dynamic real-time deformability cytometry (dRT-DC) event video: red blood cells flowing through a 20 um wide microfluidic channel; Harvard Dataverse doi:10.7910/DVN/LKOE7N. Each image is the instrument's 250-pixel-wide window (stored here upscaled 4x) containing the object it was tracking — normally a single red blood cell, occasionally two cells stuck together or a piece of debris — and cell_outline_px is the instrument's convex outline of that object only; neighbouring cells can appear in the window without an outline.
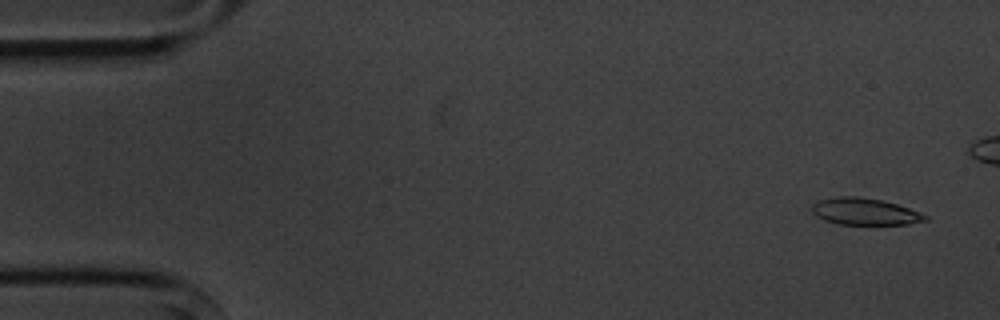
{"species": "common noctule bat (a hibernating species)", "species_latin": "Nyctalus noctula", "temperature_condition": "cold", "stored_images_in_passage": 5, "camera_frame_rate_fps": 3000, "um_per_image_px": 0.085, "animal": {"sex": "male", "body_mass_g": 20.1, "forearm_length_mm": 53.5}, "frame": {"image": 1, "passage_image": 1, "time_ms": 0.0, "image_size_px": [1000, 320], "cell_outline_px": [[928, 220], [908, 224], [836, 224], [824, 220], [816, 216], [812, 212], [812, 204], [820, 200], [840, 196], [856, 196], [880, 200], [896, 204], [920, 212], [928, 216]], "centroid_in_image_um": [73.49, 17.99], "position_along_channel_um": 11.5, "area_um2": 17.57}}